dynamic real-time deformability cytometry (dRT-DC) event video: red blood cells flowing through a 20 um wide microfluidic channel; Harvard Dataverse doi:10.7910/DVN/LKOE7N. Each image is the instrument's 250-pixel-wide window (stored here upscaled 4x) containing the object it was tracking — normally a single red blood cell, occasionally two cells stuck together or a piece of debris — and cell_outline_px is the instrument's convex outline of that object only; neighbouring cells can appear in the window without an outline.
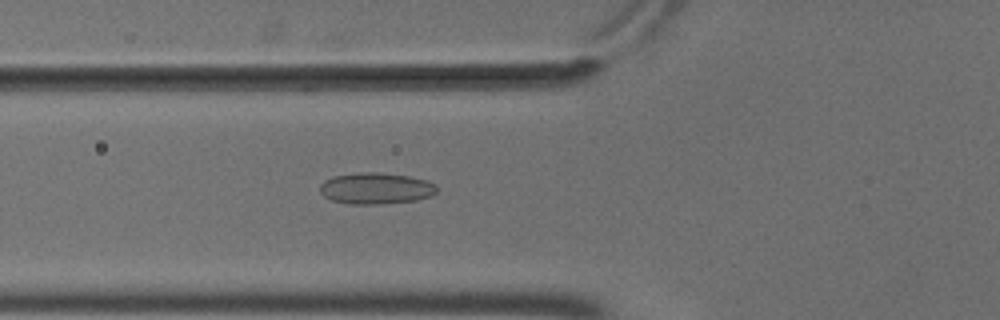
{"species": "common noctule bat (a hibernating species)", "species_latin": "Nyctalus noctula", "temperature_condition": "cold", "stored_images_in_passage": 55, "camera_frame_rate_fps": 3000, "um_per_image_px": 0.085, "animal": {"sex": "male", "body_mass_g": 18.8}, "frame": {"image": 1, "passage_image": 21, "time_ms": 6.667, "image_size_px": [1000, 320], "cell_outline_px": [[436, 192], [432, 196], [416, 200], [380, 204], [352, 204], [332, 200], [324, 196], [320, 192], [320, 184], [324, 180], [332, 176], [356, 172], [380, 172], [408, 176], [424, 180], [436, 184]], "centroid_in_image_um": [31.93, 16.0], "position_along_channel_um": 93.9, "area_um2": 21.44}}
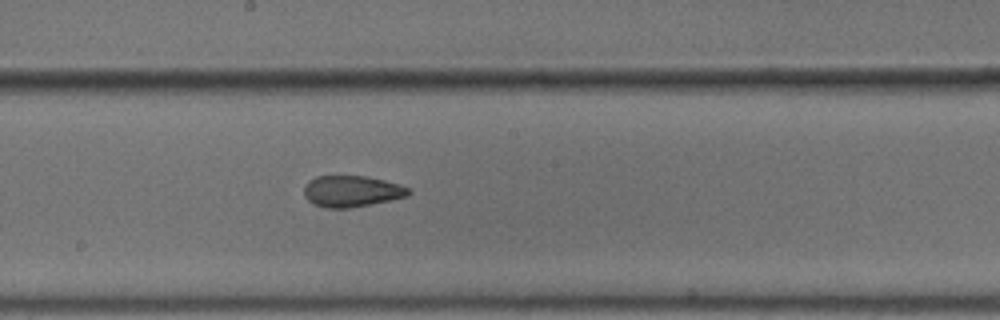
{"frame": {"image": 2, "passage_image": 31, "time_ms": 10.0, "image_size_px": [1000, 320], "cell_outline_px": [[412, 192], [408, 196], [352, 208], [324, 208], [308, 200], [304, 196], [304, 188], [308, 180], [316, 176], [364, 176], [384, 180], [400, 184], [408, 188]], "centroid_in_image_um": [29.89, 16.26], "position_along_channel_um": 218.3, "area_um2": 19.07}}
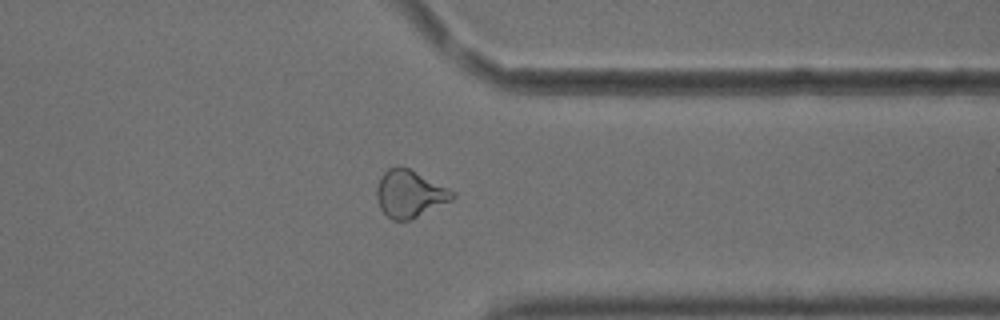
{"frame": {"image": 3, "passage_image": 44, "time_ms": 14.333, "image_size_px": [1000, 320], "cell_outline_px": [[456, 196], [452, 200], [408, 220], [392, 220], [380, 208], [376, 196], [376, 188], [380, 176], [388, 168], [396, 164], [408, 168], [456, 192]], "centroid_in_image_um": [34.79, 16.44], "position_along_channel_um": 376.6, "area_um2": 20.69}, "authors_computed_cell_mechanics": {"area_um2": 21.0392, "velocity_mm_per_s": 3.7054, "shape_relaxation_time_tau1_ms": null, "shape_relaxation_time_tau2_ms": 2.6217, "deformation_change_tau1": null, "deformation_change_tau2": 0.0955}}